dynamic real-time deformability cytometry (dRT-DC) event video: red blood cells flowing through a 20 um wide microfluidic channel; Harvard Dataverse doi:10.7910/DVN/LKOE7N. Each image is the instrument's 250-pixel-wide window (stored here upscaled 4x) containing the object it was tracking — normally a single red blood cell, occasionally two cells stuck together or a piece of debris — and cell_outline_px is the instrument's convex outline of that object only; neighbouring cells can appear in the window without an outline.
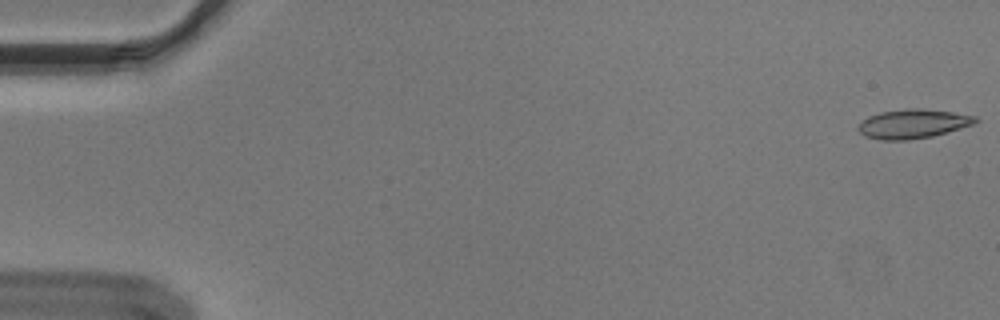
{"species": "Egyptian fruit bat (a non-hibernating species)", "species_latin": "Rousettus aegyptiacus", "temperature_condition": "cold", "stored_images_in_passage": 55, "camera_frame_rate_fps": 3000, "um_per_image_px": 0.085, "animal": {"sex": "male"}, "frame": {"image": 1, "passage_image": 1, "time_ms": 0.0, "image_size_px": [1000, 320], "cell_outline_px": [[980, 120], [972, 124], [932, 136], [908, 140], [880, 140], [864, 136], [856, 128], [868, 116], [880, 112], [908, 108], [920, 108], [952, 112], [976, 116]], "centroid_in_image_um": [77.57, 10.52], "position_along_channel_um": 7.4, "area_um2": 19.77}}
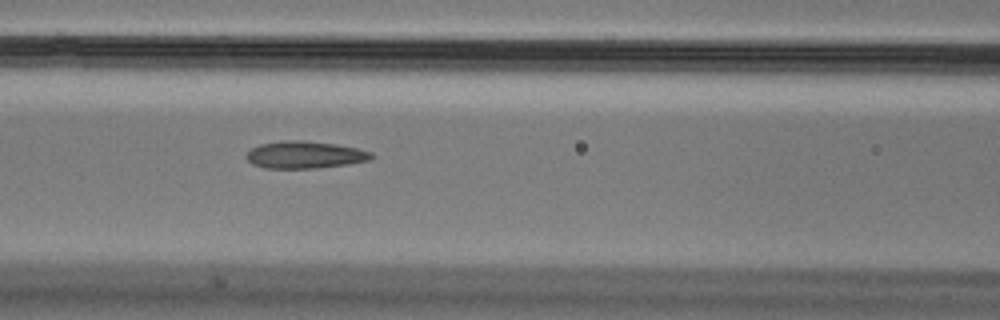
{"frame": {"image": 2, "passage_image": 24, "time_ms": 7.667, "image_size_px": [1000, 320], "cell_outline_px": [[376, 156], [372, 160], [348, 164], [316, 168], [264, 168], [252, 164], [244, 156], [252, 148], [260, 144], [284, 140], [304, 140], [336, 144], [356, 148], [372, 152]], "centroid_in_image_um": [25.93, 13.16], "position_along_channel_um": 140.7, "area_um2": 20.0}}
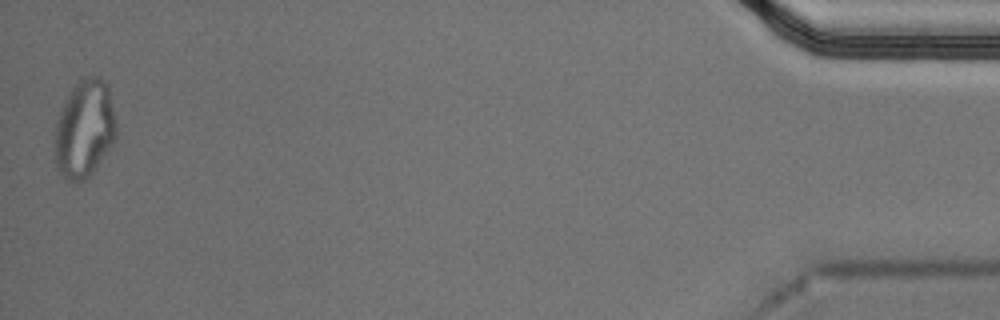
{"frame": {"image": 3, "passage_image": 55, "time_ms": 18.0, "image_size_px": [1000, 320], "cell_outline_px": [[116, 136], [112, 144], [96, 168], [84, 180], [76, 184], [68, 180], [56, 168], [56, 124], [60, 112], [72, 88], [84, 76], [100, 76], [108, 84], [116, 124]], "centroid_in_image_um": [7.2, 10.95], "position_along_channel_um": 428.0, "area_um2": 34.68}, "authors_computed_cell_mechanics": {"area_um2": 19.9988, "velocity_mm_per_s": 3.6232, "shape_relaxation_time_tau1_ms": null, "shape_relaxation_time_tau2_ms": 2.6035, "deformation_change_tau1": null, "deformation_change_tau2": 0.0881}}